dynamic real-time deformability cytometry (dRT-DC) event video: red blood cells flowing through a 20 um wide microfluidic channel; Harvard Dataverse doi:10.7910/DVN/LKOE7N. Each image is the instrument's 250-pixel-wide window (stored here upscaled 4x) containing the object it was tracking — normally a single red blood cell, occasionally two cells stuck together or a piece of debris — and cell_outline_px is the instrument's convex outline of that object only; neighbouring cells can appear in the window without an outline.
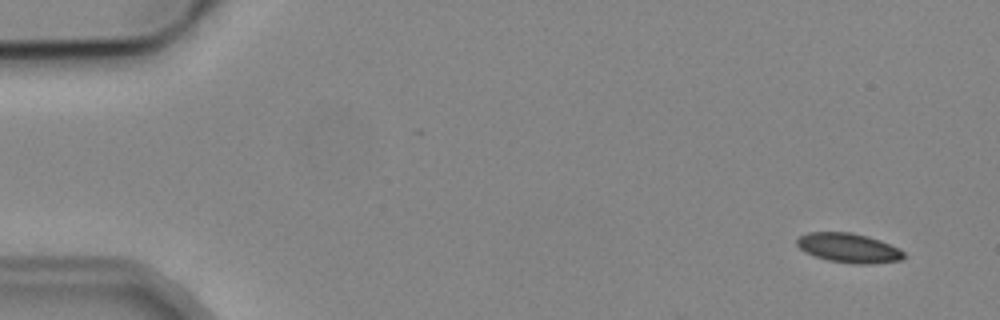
{"species": "common noctule bat (a hibernating species)", "species_latin": "Nyctalus noctula", "temperature_condition": "cold", "stored_images_in_passage": 6, "camera_frame_rate_fps": 3000, "um_per_image_px": 0.085, "animal": {"sex": "male", "body_mass_g": 19.2, "forearm_length_mm": 51.8}, "frame": {"image": 1, "passage_image": 2, "time_ms": 1.0, "image_size_px": [1000, 320], "cell_outline_px": [[904, 256], [900, 260], [872, 264], [852, 264], [828, 260], [804, 252], [796, 244], [796, 240], [800, 236], [808, 232], [852, 232], [868, 236], [880, 240], [904, 252]], "centroid_in_image_um": [72.1, 21.07], "position_along_channel_um": 12.9, "area_um2": 18.26}}
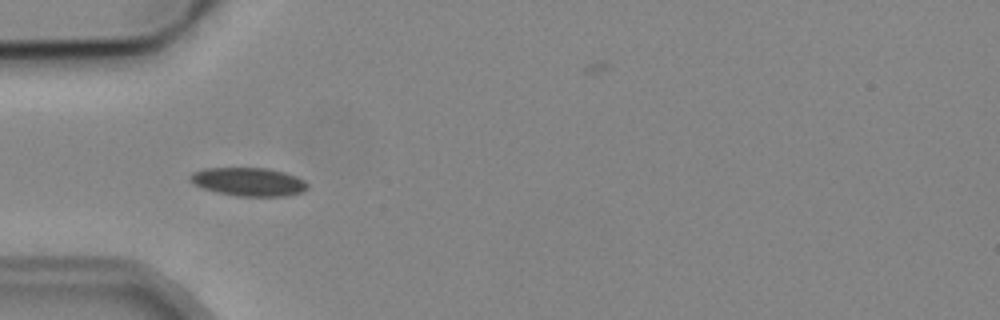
{"frame": {"image": 2, "passage_image": 5, "time_ms": 5.667, "image_size_px": [1000, 320], "cell_outline_px": [[308, 188], [304, 192], [288, 196], [240, 196], [216, 192], [204, 188], [188, 180], [188, 176], [192, 172], [204, 168], [268, 168], [284, 172], [296, 176], [304, 180], [308, 184]], "centroid_in_image_um": [21.15, 15.45], "position_along_channel_um": 63.8, "area_um2": 19.54}}